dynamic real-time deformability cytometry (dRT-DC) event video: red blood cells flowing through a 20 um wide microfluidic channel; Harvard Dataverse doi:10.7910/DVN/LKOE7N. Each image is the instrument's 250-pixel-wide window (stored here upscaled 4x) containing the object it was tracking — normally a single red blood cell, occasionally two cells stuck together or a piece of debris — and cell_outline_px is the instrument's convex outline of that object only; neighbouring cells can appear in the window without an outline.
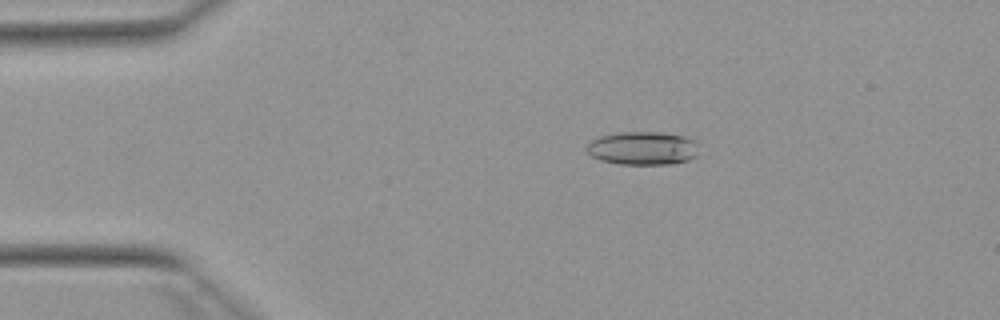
{"species": "Egyptian fruit bat (a non-hibernating species)", "species_latin": "Rousettus aegyptiacus", "temperature_condition": "warm", "stored_images_in_passage": 51, "camera_frame_rate_fps": 3000, "um_per_image_px": 0.085, "animal": {"sex": "female"}, "frame": {"image": 1, "passage_image": 9, "time_ms": 2.667, "image_size_px": [1000, 320], "cell_outline_px": [[696, 156], [688, 160], [668, 164], [620, 164], [600, 160], [592, 156], [584, 148], [592, 140], [600, 136], [620, 132], [656, 132], [684, 136], [696, 140]], "centroid_in_image_um": [54.61, 12.6], "position_along_channel_um": 30.4, "area_um2": 21.68}}
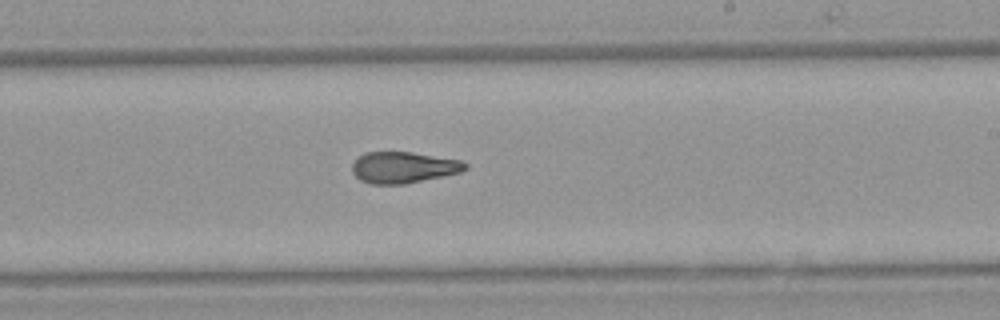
{"frame": {"image": 2, "passage_image": 30, "time_ms": 9.667, "image_size_px": [1000, 320], "cell_outline_px": [[468, 168], [460, 172], [444, 176], [404, 184], [368, 184], [360, 180], [352, 172], [352, 164], [356, 156], [364, 152], [412, 152], [460, 160], [468, 164]], "centroid_in_image_um": [34.25, 14.23], "position_along_channel_um": 254.7, "area_um2": 20.81}}
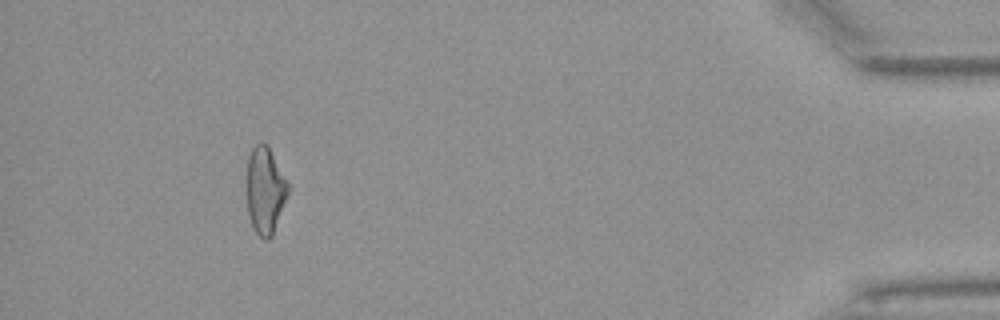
{"frame": {"image": 3, "passage_image": 47, "time_ms": 15.333, "image_size_px": [1000, 320], "cell_outline_px": [[288, 196], [272, 236], [268, 240], [264, 240], [252, 228], [248, 216], [244, 188], [244, 184], [248, 156], [252, 148], [260, 140], [268, 144], [288, 184]], "centroid_in_image_um": [22.47, 16.17], "position_along_channel_um": 412.7, "area_um2": 21.79}, "authors_computed_cell_mechanics": {"area_um2": 21.675, "velocity_mm_per_s": 3.9318, "shape_relaxation_time_tau1_ms": 7.8418, "shape_relaxation_time_tau2_ms": 3.3025, "deformation_change_tau1": 0.1953, "deformation_change_tau2": 0.1263}}